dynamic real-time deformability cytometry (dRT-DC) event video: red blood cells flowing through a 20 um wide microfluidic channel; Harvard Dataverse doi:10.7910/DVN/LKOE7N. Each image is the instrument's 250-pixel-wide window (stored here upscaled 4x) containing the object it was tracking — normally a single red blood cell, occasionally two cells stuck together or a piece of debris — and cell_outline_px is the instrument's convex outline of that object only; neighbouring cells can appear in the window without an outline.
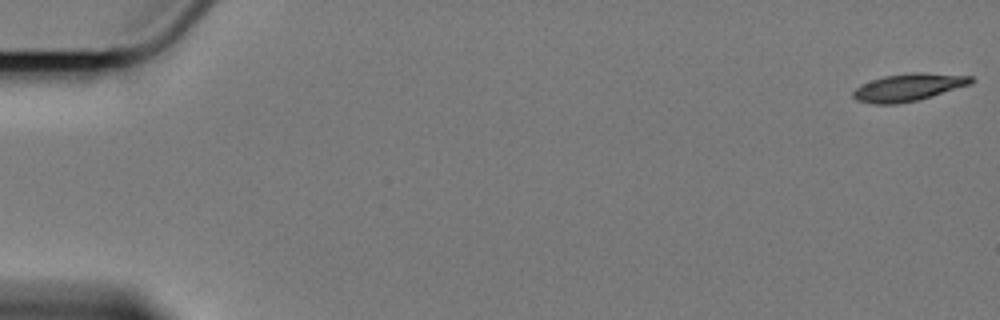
{"species": "Egyptian fruit bat (a non-hibernating species)", "species_latin": "Rousettus aegyptiacus", "temperature_condition": "cold", "stored_images_in_passage": 59, "camera_frame_rate_fps": 3000, "um_per_image_px": 0.085, "animal": {"sex": "female"}, "frame": {"image": 1, "passage_image": 1, "time_ms": 0.0, "image_size_px": [1000, 320], "cell_outline_px": [[976, 80], [972, 84], [920, 100], [896, 104], [872, 104], [856, 100], [852, 96], [852, 92], [860, 84], [884, 76], [912, 72], [924, 72], [972, 76]], "centroid_in_image_um": [77.24, 7.42], "position_along_channel_um": 7.8, "area_um2": 19.19}}
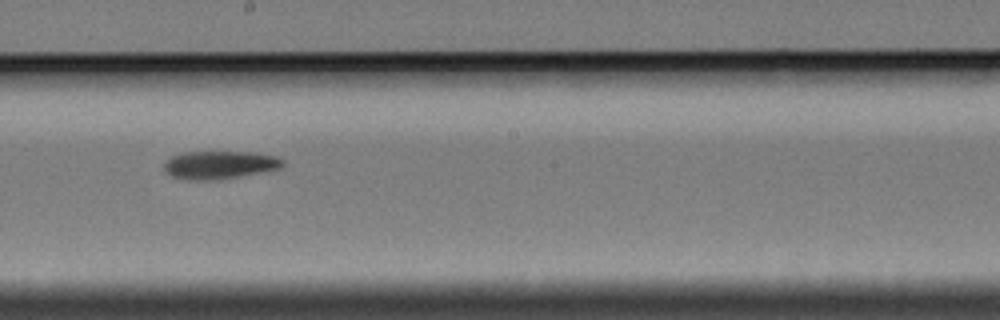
{"frame": {"image": 2, "passage_image": 34, "time_ms": 11.0, "image_size_px": [1000, 320], "cell_outline_px": [[284, 168], [264, 172], [216, 180], [188, 180], [172, 176], [164, 168], [164, 164], [172, 156], [180, 152], [252, 152], [276, 156], [284, 160]], "centroid_in_image_um": [18.72, 14.01], "position_along_channel_um": 229.5, "area_um2": 19.48}}
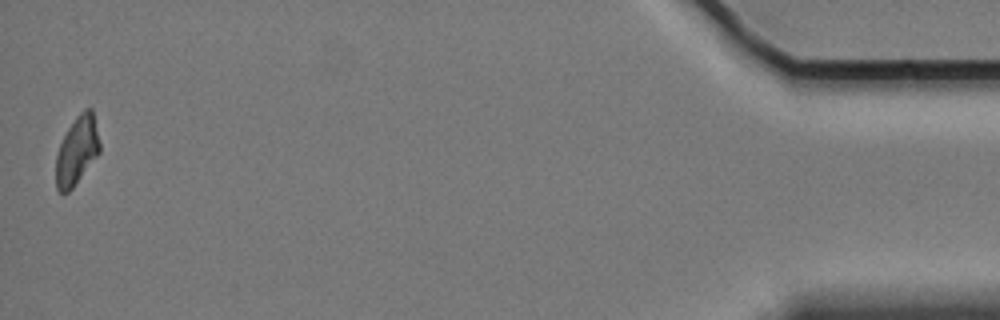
{"frame": {"image": 3, "passage_image": 59, "time_ms": 19.333, "image_size_px": [1000, 320], "cell_outline_px": [[100, 152], [72, 188], [68, 192], [60, 192], [56, 188], [56, 156], [60, 144], [68, 128], [76, 116], [84, 108], [92, 108], [100, 144]], "centroid_in_image_um": [6.54, 12.78], "position_along_channel_um": 428.7, "area_um2": 17.22}, "authors_computed_cell_mechanics": {"area_um2": 19.1896, "velocity_mm_per_s": 3.3984, "shape_relaxation_time_tau1_ms": 3.0315, "shape_relaxation_time_tau2_ms": null, "deformation_change_tau1": 0.1158, "deformation_change_tau2": null}}